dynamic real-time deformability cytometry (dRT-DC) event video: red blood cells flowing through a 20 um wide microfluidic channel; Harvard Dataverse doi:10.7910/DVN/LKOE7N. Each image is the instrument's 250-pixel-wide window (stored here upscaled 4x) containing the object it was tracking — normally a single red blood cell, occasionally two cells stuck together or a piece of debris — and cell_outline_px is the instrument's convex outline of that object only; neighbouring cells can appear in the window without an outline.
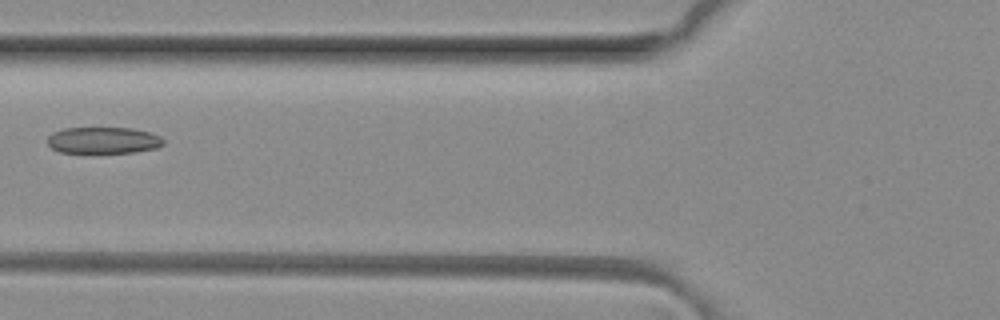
{"species": "common noctule bat (a hibernating species)", "species_latin": "Nyctalus noctula", "temperature_condition": "room temperature", "stored_images_in_passage": 5, "camera_frame_rate_fps": 3000, "um_per_image_px": 0.085, "animal": {"sex": "female", "body_mass_g": 29.2, "forearm_length_mm": 56.3}, "frame": {"image": 1, "passage_image": 5, "time_ms": 1.333, "image_size_px": [1000, 320], "cell_outline_px": [[164, 144], [156, 148], [132, 152], [60, 152], [52, 148], [48, 144], [48, 136], [52, 132], [64, 128], [132, 128], [148, 132], [160, 136], [164, 140]], "centroid_in_image_um": [8.77, 11.91], "position_along_channel_um": 117.0, "area_um2": 17.74}}